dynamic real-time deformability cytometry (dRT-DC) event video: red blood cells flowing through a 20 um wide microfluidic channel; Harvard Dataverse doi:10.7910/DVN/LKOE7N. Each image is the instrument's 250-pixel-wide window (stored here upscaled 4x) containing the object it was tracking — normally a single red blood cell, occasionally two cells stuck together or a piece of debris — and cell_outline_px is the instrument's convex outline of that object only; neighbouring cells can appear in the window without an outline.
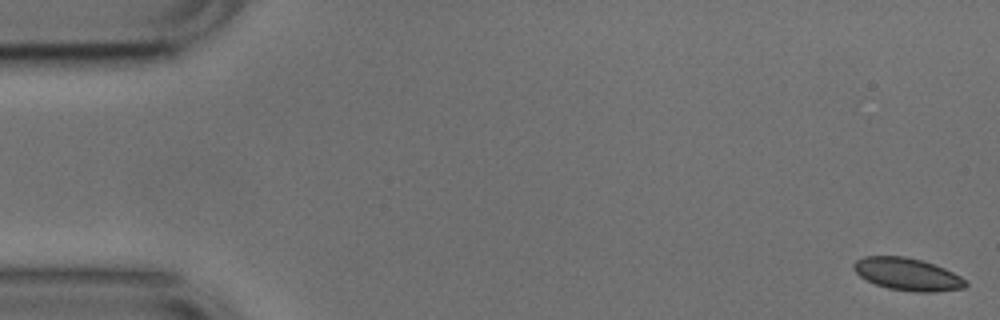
{"species": "common noctule bat (a hibernating species)", "species_latin": "Nyctalus noctula", "temperature_condition": "cold", "stored_images_in_passage": 53, "camera_frame_rate_fps": 3000, "um_per_image_px": 0.085, "animal": {"sex": "male", "body_mass_g": 17.9, "forearm_length_mm": 54.2}, "frame": {"image": 1, "passage_image": 1, "time_ms": 0.0, "image_size_px": [1000, 320], "cell_outline_px": [[968, 284], [964, 288], [936, 292], [916, 292], [888, 288], [876, 284], [860, 276], [852, 268], [852, 264], [856, 260], [864, 256], [904, 256], [920, 260], [944, 268], [960, 276]], "centroid_in_image_um": [77.11, 23.31], "position_along_channel_um": 7.9, "area_um2": 20.98}}
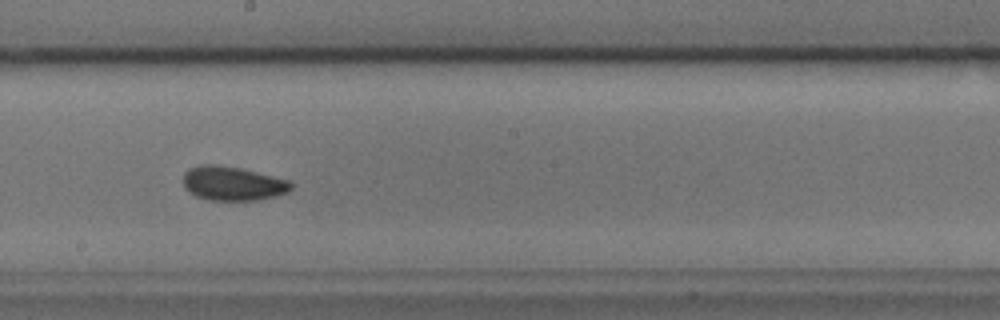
{"frame": {"image": 2, "passage_image": 29, "time_ms": 9.333, "image_size_px": [1000, 320], "cell_outline_px": [[292, 188], [288, 192], [276, 196], [260, 200], [208, 200], [196, 196], [188, 192], [184, 188], [184, 172], [188, 168], [200, 164], [216, 164], [240, 168], [288, 180], [292, 184]], "centroid_in_image_um": [19.75, 15.6], "position_along_channel_um": 228.5, "area_um2": 21.56}}
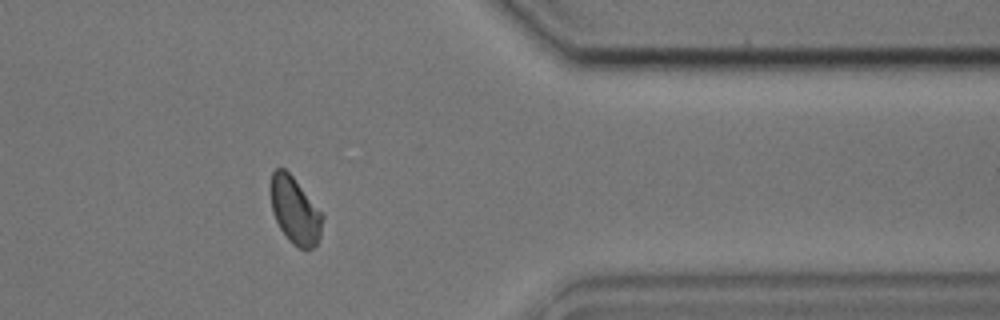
{"frame": {"image": 3, "passage_image": 43, "time_ms": 14.0, "image_size_px": [1000, 320], "cell_outline_px": [[324, 216], [320, 236], [316, 244], [312, 248], [300, 248], [292, 244], [280, 228], [272, 212], [272, 172], [276, 168], [284, 168], [292, 176]], "centroid_in_image_um": [25.08, 17.92], "position_along_channel_um": 386.3, "area_um2": 19.59}, "authors_computed_cell_mechanics": {"area_um2": 20.6346, "velocity_mm_per_s": 3.7518, "shape_relaxation_time_tau1_ms": 2.4636, "shape_relaxation_time_tau2_ms": 2.1749, "deformation_change_tau1": 0.0732, "deformation_change_tau2": 0.0454}}